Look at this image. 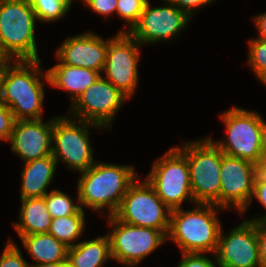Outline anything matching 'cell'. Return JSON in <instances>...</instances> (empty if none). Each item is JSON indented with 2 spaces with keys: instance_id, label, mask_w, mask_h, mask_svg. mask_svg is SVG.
<instances>
[{
  "instance_id": "27",
  "label": "cell",
  "mask_w": 266,
  "mask_h": 267,
  "mask_svg": "<svg viewBox=\"0 0 266 267\" xmlns=\"http://www.w3.org/2000/svg\"><path fill=\"white\" fill-rule=\"evenodd\" d=\"M147 2L148 0H117V16L125 20L127 24L124 23L123 29L121 28L118 32H130L132 30L139 21Z\"/></svg>"
},
{
  "instance_id": "37",
  "label": "cell",
  "mask_w": 266,
  "mask_h": 267,
  "mask_svg": "<svg viewBox=\"0 0 266 267\" xmlns=\"http://www.w3.org/2000/svg\"><path fill=\"white\" fill-rule=\"evenodd\" d=\"M262 169L266 170V126L263 131L262 141Z\"/></svg>"
},
{
  "instance_id": "21",
  "label": "cell",
  "mask_w": 266,
  "mask_h": 267,
  "mask_svg": "<svg viewBox=\"0 0 266 267\" xmlns=\"http://www.w3.org/2000/svg\"><path fill=\"white\" fill-rule=\"evenodd\" d=\"M24 249L35 264L58 263L67 260L68 246L49 233L19 236Z\"/></svg>"
},
{
  "instance_id": "33",
  "label": "cell",
  "mask_w": 266,
  "mask_h": 267,
  "mask_svg": "<svg viewBox=\"0 0 266 267\" xmlns=\"http://www.w3.org/2000/svg\"><path fill=\"white\" fill-rule=\"evenodd\" d=\"M167 3L173 4L180 10L186 12L191 18L193 14L198 10L202 9L213 3L216 0H163ZM197 9V10H196Z\"/></svg>"
},
{
  "instance_id": "34",
  "label": "cell",
  "mask_w": 266,
  "mask_h": 267,
  "mask_svg": "<svg viewBox=\"0 0 266 267\" xmlns=\"http://www.w3.org/2000/svg\"><path fill=\"white\" fill-rule=\"evenodd\" d=\"M260 266L266 267V221L257 222Z\"/></svg>"
},
{
  "instance_id": "24",
  "label": "cell",
  "mask_w": 266,
  "mask_h": 267,
  "mask_svg": "<svg viewBox=\"0 0 266 267\" xmlns=\"http://www.w3.org/2000/svg\"><path fill=\"white\" fill-rule=\"evenodd\" d=\"M46 206L51 215V218L64 217L69 215H85L84 210L81 208L78 193L74 199L66 193L56 189H51L44 196Z\"/></svg>"
},
{
  "instance_id": "40",
  "label": "cell",
  "mask_w": 266,
  "mask_h": 267,
  "mask_svg": "<svg viewBox=\"0 0 266 267\" xmlns=\"http://www.w3.org/2000/svg\"><path fill=\"white\" fill-rule=\"evenodd\" d=\"M4 59V57L0 54V62Z\"/></svg>"
},
{
  "instance_id": "1",
  "label": "cell",
  "mask_w": 266,
  "mask_h": 267,
  "mask_svg": "<svg viewBox=\"0 0 266 267\" xmlns=\"http://www.w3.org/2000/svg\"><path fill=\"white\" fill-rule=\"evenodd\" d=\"M138 175L130 164L96 161L86 171L81 172L77 180L76 193L81 208L84 210L86 207L93 212L100 210L99 213H102L104 218L113 215Z\"/></svg>"
},
{
  "instance_id": "41",
  "label": "cell",
  "mask_w": 266,
  "mask_h": 267,
  "mask_svg": "<svg viewBox=\"0 0 266 267\" xmlns=\"http://www.w3.org/2000/svg\"><path fill=\"white\" fill-rule=\"evenodd\" d=\"M126 267H135V265H126Z\"/></svg>"
},
{
  "instance_id": "13",
  "label": "cell",
  "mask_w": 266,
  "mask_h": 267,
  "mask_svg": "<svg viewBox=\"0 0 266 267\" xmlns=\"http://www.w3.org/2000/svg\"><path fill=\"white\" fill-rule=\"evenodd\" d=\"M261 167L222 152L220 169V208H235L241 216L250 207L255 178Z\"/></svg>"
},
{
  "instance_id": "16",
  "label": "cell",
  "mask_w": 266,
  "mask_h": 267,
  "mask_svg": "<svg viewBox=\"0 0 266 267\" xmlns=\"http://www.w3.org/2000/svg\"><path fill=\"white\" fill-rule=\"evenodd\" d=\"M109 39H103L101 35L91 31L69 36L57 47L54 56L61 63L102 74L107 59Z\"/></svg>"
},
{
  "instance_id": "10",
  "label": "cell",
  "mask_w": 266,
  "mask_h": 267,
  "mask_svg": "<svg viewBox=\"0 0 266 267\" xmlns=\"http://www.w3.org/2000/svg\"><path fill=\"white\" fill-rule=\"evenodd\" d=\"M106 217L107 226L112 227L110 232H106L112 260L122 265H139L167 241V236L161 230L133 226L117 220L113 215Z\"/></svg>"
},
{
  "instance_id": "35",
  "label": "cell",
  "mask_w": 266,
  "mask_h": 267,
  "mask_svg": "<svg viewBox=\"0 0 266 267\" xmlns=\"http://www.w3.org/2000/svg\"><path fill=\"white\" fill-rule=\"evenodd\" d=\"M254 18V19H253ZM252 18L254 26L256 27V30L258 31V37L266 40V12L260 13L257 16L255 15Z\"/></svg>"
},
{
  "instance_id": "9",
  "label": "cell",
  "mask_w": 266,
  "mask_h": 267,
  "mask_svg": "<svg viewBox=\"0 0 266 267\" xmlns=\"http://www.w3.org/2000/svg\"><path fill=\"white\" fill-rule=\"evenodd\" d=\"M171 209L160 199L153 187L140 176L129 186L113 216L124 223L169 231Z\"/></svg>"
},
{
  "instance_id": "30",
  "label": "cell",
  "mask_w": 266,
  "mask_h": 267,
  "mask_svg": "<svg viewBox=\"0 0 266 267\" xmlns=\"http://www.w3.org/2000/svg\"><path fill=\"white\" fill-rule=\"evenodd\" d=\"M181 261L177 267H219L215 254L213 258L207 257L205 253H181Z\"/></svg>"
},
{
  "instance_id": "39",
  "label": "cell",
  "mask_w": 266,
  "mask_h": 267,
  "mask_svg": "<svg viewBox=\"0 0 266 267\" xmlns=\"http://www.w3.org/2000/svg\"><path fill=\"white\" fill-rule=\"evenodd\" d=\"M63 267H75L71 263H69L67 260L63 262Z\"/></svg>"
},
{
  "instance_id": "6",
  "label": "cell",
  "mask_w": 266,
  "mask_h": 267,
  "mask_svg": "<svg viewBox=\"0 0 266 267\" xmlns=\"http://www.w3.org/2000/svg\"><path fill=\"white\" fill-rule=\"evenodd\" d=\"M176 147L187 157L194 202L220 207L222 151L209 137L185 141Z\"/></svg>"
},
{
  "instance_id": "4",
  "label": "cell",
  "mask_w": 266,
  "mask_h": 267,
  "mask_svg": "<svg viewBox=\"0 0 266 267\" xmlns=\"http://www.w3.org/2000/svg\"><path fill=\"white\" fill-rule=\"evenodd\" d=\"M36 14L27 0H0V54L12 60H38Z\"/></svg>"
},
{
  "instance_id": "18",
  "label": "cell",
  "mask_w": 266,
  "mask_h": 267,
  "mask_svg": "<svg viewBox=\"0 0 266 267\" xmlns=\"http://www.w3.org/2000/svg\"><path fill=\"white\" fill-rule=\"evenodd\" d=\"M57 61L56 65L47 69L49 86L67 91L70 95V105L102 75L97 71Z\"/></svg>"
},
{
  "instance_id": "14",
  "label": "cell",
  "mask_w": 266,
  "mask_h": 267,
  "mask_svg": "<svg viewBox=\"0 0 266 267\" xmlns=\"http://www.w3.org/2000/svg\"><path fill=\"white\" fill-rule=\"evenodd\" d=\"M164 2L162 7L146 3L139 21L129 32L142 46L167 42L177 38L192 21L191 17L173 4Z\"/></svg>"
},
{
  "instance_id": "25",
  "label": "cell",
  "mask_w": 266,
  "mask_h": 267,
  "mask_svg": "<svg viewBox=\"0 0 266 267\" xmlns=\"http://www.w3.org/2000/svg\"><path fill=\"white\" fill-rule=\"evenodd\" d=\"M40 22L53 23L67 15L73 5L70 0H27Z\"/></svg>"
},
{
  "instance_id": "26",
  "label": "cell",
  "mask_w": 266,
  "mask_h": 267,
  "mask_svg": "<svg viewBox=\"0 0 266 267\" xmlns=\"http://www.w3.org/2000/svg\"><path fill=\"white\" fill-rule=\"evenodd\" d=\"M247 65L264 85H266V40L251 38L248 40Z\"/></svg>"
},
{
  "instance_id": "5",
  "label": "cell",
  "mask_w": 266,
  "mask_h": 267,
  "mask_svg": "<svg viewBox=\"0 0 266 267\" xmlns=\"http://www.w3.org/2000/svg\"><path fill=\"white\" fill-rule=\"evenodd\" d=\"M226 127L224 139L213 143L229 156L245 159L262 169V141L266 121L257 111L233 106L220 114Z\"/></svg>"
},
{
  "instance_id": "2",
  "label": "cell",
  "mask_w": 266,
  "mask_h": 267,
  "mask_svg": "<svg viewBox=\"0 0 266 267\" xmlns=\"http://www.w3.org/2000/svg\"><path fill=\"white\" fill-rule=\"evenodd\" d=\"M41 59L12 60L6 58V75L2 103L12 111L15 120L42 119L45 98L44 83L49 84Z\"/></svg>"
},
{
  "instance_id": "28",
  "label": "cell",
  "mask_w": 266,
  "mask_h": 267,
  "mask_svg": "<svg viewBox=\"0 0 266 267\" xmlns=\"http://www.w3.org/2000/svg\"><path fill=\"white\" fill-rule=\"evenodd\" d=\"M16 244L11 239L7 240L0 256V267H30Z\"/></svg>"
},
{
  "instance_id": "17",
  "label": "cell",
  "mask_w": 266,
  "mask_h": 267,
  "mask_svg": "<svg viewBox=\"0 0 266 267\" xmlns=\"http://www.w3.org/2000/svg\"><path fill=\"white\" fill-rule=\"evenodd\" d=\"M53 118L16 120L9 139L10 149L22 162L52 154Z\"/></svg>"
},
{
  "instance_id": "3",
  "label": "cell",
  "mask_w": 266,
  "mask_h": 267,
  "mask_svg": "<svg viewBox=\"0 0 266 267\" xmlns=\"http://www.w3.org/2000/svg\"><path fill=\"white\" fill-rule=\"evenodd\" d=\"M195 205L191 210H171L167 240L181 253L215 254L222 229L217 213L223 208L210 203Z\"/></svg>"
},
{
  "instance_id": "29",
  "label": "cell",
  "mask_w": 266,
  "mask_h": 267,
  "mask_svg": "<svg viewBox=\"0 0 266 267\" xmlns=\"http://www.w3.org/2000/svg\"><path fill=\"white\" fill-rule=\"evenodd\" d=\"M256 198L260 204L265 208V214H259L257 216H253L248 218L247 220L250 221H255V222H261V221H266V170L261 169L255 178V185H254V190H253V195L251 198V202L255 201ZM262 215V216H261Z\"/></svg>"
},
{
  "instance_id": "31",
  "label": "cell",
  "mask_w": 266,
  "mask_h": 267,
  "mask_svg": "<svg viewBox=\"0 0 266 267\" xmlns=\"http://www.w3.org/2000/svg\"><path fill=\"white\" fill-rule=\"evenodd\" d=\"M15 121L10 108L0 102V142H9Z\"/></svg>"
},
{
  "instance_id": "19",
  "label": "cell",
  "mask_w": 266,
  "mask_h": 267,
  "mask_svg": "<svg viewBox=\"0 0 266 267\" xmlns=\"http://www.w3.org/2000/svg\"><path fill=\"white\" fill-rule=\"evenodd\" d=\"M20 199L43 197L55 178L57 162L51 155L23 163Z\"/></svg>"
},
{
  "instance_id": "32",
  "label": "cell",
  "mask_w": 266,
  "mask_h": 267,
  "mask_svg": "<svg viewBox=\"0 0 266 267\" xmlns=\"http://www.w3.org/2000/svg\"><path fill=\"white\" fill-rule=\"evenodd\" d=\"M83 5L93 10L94 13L104 17L115 15L117 9V0H84Z\"/></svg>"
},
{
  "instance_id": "23",
  "label": "cell",
  "mask_w": 266,
  "mask_h": 267,
  "mask_svg": "<svg viewBox=\"0 0 266 267\" xmlns=\"http://www.w3.org/2000/svg\"><path fill=\"white\" fill-rule=\"evenodd\" d=\"M85 218V215L52 218L48 233L68 247L75 246L85 231V223H87Z\"/></svg>"
},
{
  "instance_id": "8",
  "label": "cell",
  "mask_w": 266,
  "mask_h": 267,
  "mask_svg": "<svg viewBox=\"0 0 266 267\" xmlns=\"http://www.w3.org/2000/svg\"><path fill=\"white\" fill-rule=\"evenodd\" d=\"M151 167L145 179L171 210L182 208L186 201L196 204L187 157L176 146L170 147Z\"/></svg>"
},
{
  "instance_id": "11",
  "label": "cell",
  "mask_w": 266,
  "mask_h": 267,
  "mask_svg": "<svg viewBox=\"0 0 266 267\" xmlns=\"http://www.w3.org/2000/svg\"><path fill=\"white\" fill-rule=\"evenodd\" d=\"M141 47L142 45L129 32L116 33L108 41L107 59L102 76L129 100L138 87Z\"/></svg>"
},
{
  "instance_id": "22",
  "label": "cell",
  "mask_w": 266,
  "mask_h": 267,
  "mask_svg": "<svg viewBox=\"0 0 266 267\" xmlns=\"http://www.w3.org/2000/svg\"><path fill=\"white\" fill-rule=\"evenodd\" d=\"M110 259L112 255L107 233L68 248L67 261L75 267H104Z\"/></svg>"
},
{
  "instance_id": "36",
  "label": "cell",
  "mask_w": 266,
  "mask_h": 267,
  "mask_svg": "<svg viewBox=\"0 0 266 267\" xmlns=\"http://www.w3.org/2000/svg\"><path fill=\"white\" fill-rule=\"evenodd\" d=\"M6 75V58L0 62V102L2 101L3 84Z\"/></svg>"
},
{
  "instance_id": "7",
  "label": "cell",
  "mask_w": 266,
  "mask_h": 267,
  "mask_svg": "<svg viewBox=\"0 0 266 267\" xmlns=\"http://www.w3.org/2000/svg\"><path fill=\"white\" fill-rule=\"evenodd\" d=\"M92 127L101 131L105 129L95 123L72 118L68 112L65 116L53 117L52 156L57 165L61 161L68 169L81 173L96 162L89 137Z\"/></svg>"
},
{
  "instance_id": "12",
  "label": "cell",
  "mask_w": 266,
  "mask_h": 267,
  "mask_svg": "<svg viewBox=\"0 0 266 267\" xmlns=\"http://www.w3.org/2000/svg\"><path fill=\"white\" fill-rule=\"evenodd\" d=\"M129 98L102 75L70 105L72 118L112 130V123Z\"/></svg>"
},
{
  "instance_id": "38",
  "label": "cell",
  "mask_w": 266,
  "mask_h": 267,
  "mask_svg": "<svg viewBox=\"0 0 266 267\" xmlns=\"http://www.w3.org/2000/svg\"><path fill=\"white\" fill-rule=\"evenodd\" d=\"M30 267H63V262L30 265Z\"/></svg>"
},
{
  "instance_id": "15",
  "label": "cell",
  "mask_w": 266,
  "mask_h": 267,
  "mask_svg": "<svg viewBox=\"0 0 266 267\" xmlns=\"http://www.w3.org/2000/svg\"><path fill=\"white\" fill-rule=\"evenodd\" d=\"M215 257L219 267H261L257 222L243 219L226 234L221 229Z\"/></svg>"
},
{
  "instance_id": "20",
  "label": "cell",
  "mask_w": 266,
  "mask_h": 267,
  "mask_svg": "<svg viewBox=\"0 0 266 267\" xmlns=\"http://www.w3.org/2000/svg\"><path fill=\"white\" fill-rule=\"evenodd\" d=\"M21 207L18 221L13 222L18 236L48 233L51 215L44 197L20 199Z\"/></svg>"
}]
</instances>
